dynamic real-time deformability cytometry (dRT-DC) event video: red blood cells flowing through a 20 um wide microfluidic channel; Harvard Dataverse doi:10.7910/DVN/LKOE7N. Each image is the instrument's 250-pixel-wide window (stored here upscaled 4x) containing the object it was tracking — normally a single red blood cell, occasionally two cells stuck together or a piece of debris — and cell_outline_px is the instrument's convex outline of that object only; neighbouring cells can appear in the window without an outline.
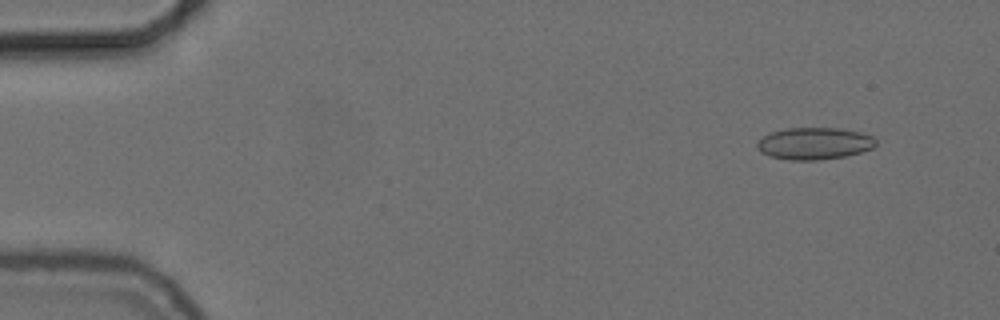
{"species": "common noctule bat (a hibernating species)", "species_latin": "Nyctalus noctula", "temperature_condition": "cold", "stored_images_in_passage": 54, "camera_frame_rate_fps": 3000, "um_per_image_px": 0.085, "animal": {"sex": "female", "body_mass_g": 24.6, "forearm_length_mm": 56.2}, "frame": {"image": 1, "passage_image": 4, "time_ms": 1.0, "image_size_px": [1000, 320], "cell_outline_px": [[876, 144], [872, 148], [848, 156], [816, 160], [788, 160], [768, 156], [760, 152], [756, 148], [756, 144], [764, 136], [772, 132], [788, 128], [840, 128], [860, 132], [872, 136], [876, 140]], "centroid_in_image_um": [69.21, 12.2], "position_along_channel_um": 15.8, "area_um2": 22.2}}
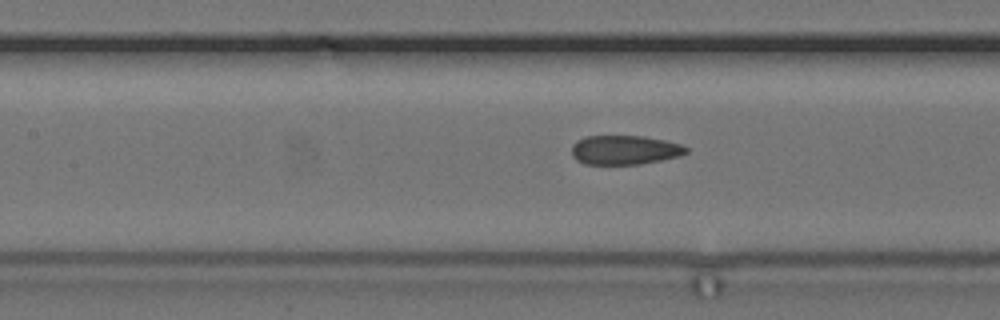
{"frame": {"image": 2, "passage_image": 24, "time_ms": 7.667, "image_size_px": [1000, 320], "cell_outline_px": [[688, 152], [680, 156], [640, 164], [584, 164], [576, 160], [572, 156], [572, 144], [576, 140], [584, 136], [644, 136], [664, 140], [680, 144], [688, 148]], "centroid_in_image_um": [53.07, 12.74], "position_along_channel_um": 154.3, "area_um2": 19.59}}
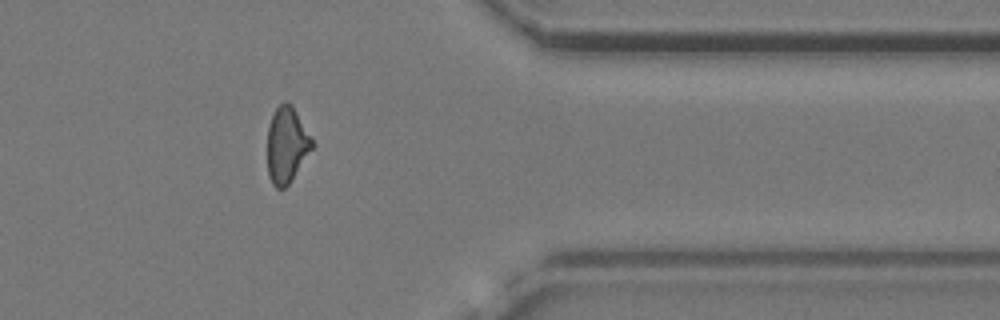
{"frame": {"image": 3, "passage_image": 44, "time_ms": 14.333, "image_size_px": [1000, 320], "cell_outline_px": [[316, 144], [288, 184], [284, 188], [276, 188], [272, 184], [268, 176], [268, 124], [276, 108], [284, 100], [288, 100], [292, 104]], "centroid_in_image_um": [24.38, 12.28], "position_along_channel_um": 387.0, "area_um2": 19.94}, "authors_computed_cell_mechanics": {"area_um2": 20.4612, "velocity_mm_per_s": 3.7377, "shape_relaxation_time_tau1_ms": null, "shape_relaxation_time_tau2_ms": 2.7363, "deformation_change_tau1": null, "deformation_change_tau2": 0.0992}}